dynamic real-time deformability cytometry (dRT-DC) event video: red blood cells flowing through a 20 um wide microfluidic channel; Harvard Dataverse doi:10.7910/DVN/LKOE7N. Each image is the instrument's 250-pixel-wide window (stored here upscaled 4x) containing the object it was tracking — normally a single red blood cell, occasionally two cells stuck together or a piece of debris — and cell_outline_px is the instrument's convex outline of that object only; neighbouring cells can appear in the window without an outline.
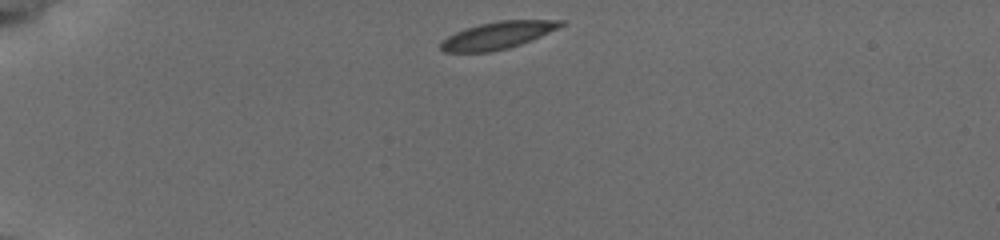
{"species": "common noctule bat (a hibernating species)", "species_latin": "Nyctalus noctula", "temperature_condition": "cold", "stored_images_in_passage": 42, "camera_frame_rate_fps": 3000, "um_per_image_px": 0.085, "animal": {"sex": "female", "body_mass_g": 19.5, "forearm_length_mm": 54.1}, "frame": {"image": 1, "passage_image": 1, "time_ms": 0.0, "image_size_px": [1000, 240], "cell_outline_px": [[564, 24], [540, 36], [520, 44], [508, 48], [488, 52], [444, 52], [440, 48], [440, 44], [448, 36], [464, 28], [480, 24], [500, 20], [564, 20]], "centroid_in_image_um": [42.26, 3.0], "position_along_channel_um": 42.7, "area_um2": 18.73}}
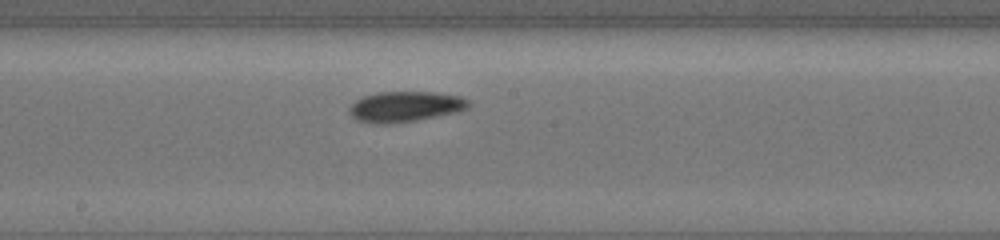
{"frame": {"image": 2, "passage_image": 19, "time_ms": 6.0, "image_size_px": [1000, 240], "cell_outline_px": [[468, 108], [456, 112], [416, 120], [384, 124], [376, 124], [356, 120], [348, 112], [348, 108], [356, 100], [364, 96], [376, 92], [432, 92], [460, 96], [468, 100]], "centroid_in_image_um": [34.39, 9.06], "position_along_channel_um": 213.8, "area_um2": 21.04}}
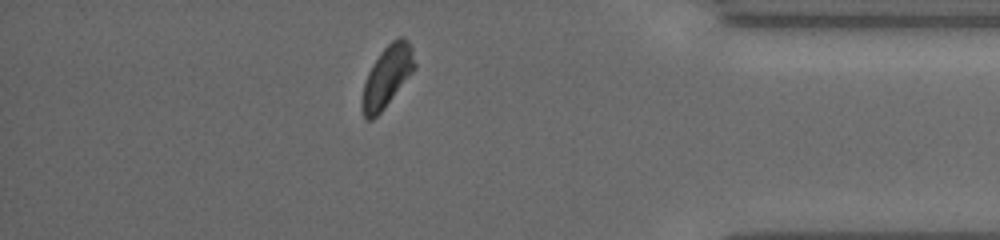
{"frame": {"image": 3, "passage_image": 36, "time_ms": 11.667, "image_size_px": [1000, 240], "cell_outline_px": [[416, 68], [384, 108], [372, 120], [364, 120], [360, 108], [360, 104], [364, 84], [368, 72], [380, 52], [392, 40], [400, 36], [404, 36], [408, 40], [412, 48], [416, 64]], "centroid_in_image_um": [32.89, 6.51], "position_along_channel_um": 402.3, "area_um2": 18.9}, "authors_computed_cell_mechanics": {"area_um2": 19.7676, "velocity_mm_per_s": 3.7364, "shape_relaxation_time_tau1_ms": 4.2718, "shape_relaxation_time_tau2_ms": 2.6715, "deformation_change_tau1": 0.1055, "deformation_change_tau2": 0.054}}